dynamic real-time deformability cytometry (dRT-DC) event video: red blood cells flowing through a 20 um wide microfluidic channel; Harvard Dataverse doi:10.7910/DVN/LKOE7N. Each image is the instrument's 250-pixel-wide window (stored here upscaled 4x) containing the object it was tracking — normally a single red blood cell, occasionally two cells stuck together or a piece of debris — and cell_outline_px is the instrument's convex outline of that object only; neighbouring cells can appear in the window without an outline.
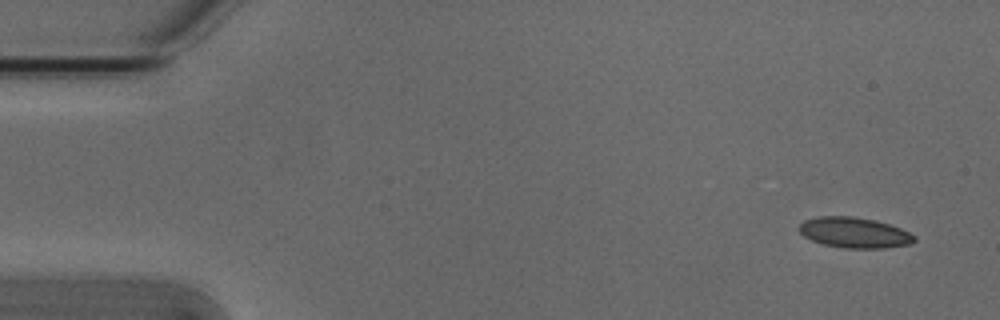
{"species": "Egyptian fruit bat (a non-hibernating species)", "species_latin": "Rousettus aegyptiacus", "temperature_condition": "cold", "stored_images_in_passage": 5, "camera_frame_rate_fps": 3000, "um_per_image_px": 0.085, "animal": {"sex": "male"}, "frame": {"image": 1, "passage_image": 1, "time_ms": 0.0, "image_size_px": [1000, 320], "cell_outline_px": [[916, 240], [912, 244], [884, 248], [844, 248], [824, 244], [812, 240], [804, 236], [800, 232], [800, 224], [804, 220], [820, 216], [852, 216], [876, 220], [900, 228], [916, 236]], "centroid_in_image_um": [72.65, 19.77], "position_along_channel_um": 12.4, "area_um2": 20.46}}
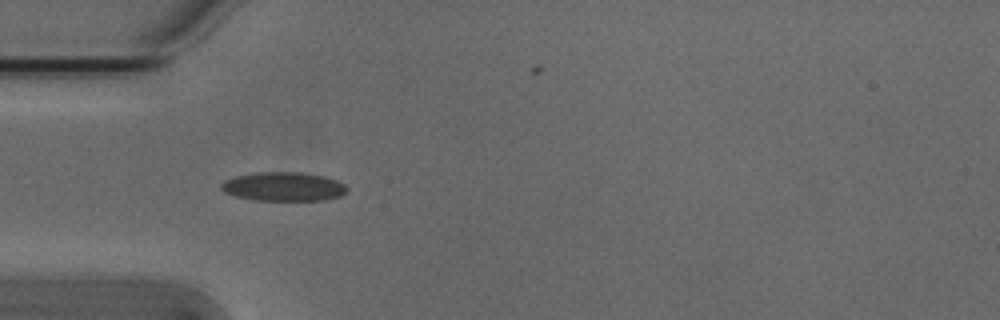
{"frame": {"image": 2, "passage_image": 4, "time_ms": 1.0, "image_size_px": [1000, 320], "cell_outline_px": [[348, 188], [340, 196], [324, 200], [256, 200], [236, 196], [224, 192], [220, 188], [220, 184], [224, 180], [236, 176], [256, 172], [300, 172], [324, 176], [336, 180], [344, 184]], "centroid_in_image_um": [24.08, 15.85], "position_along_channel_um": 60.9, "area_um2": 21.15}}
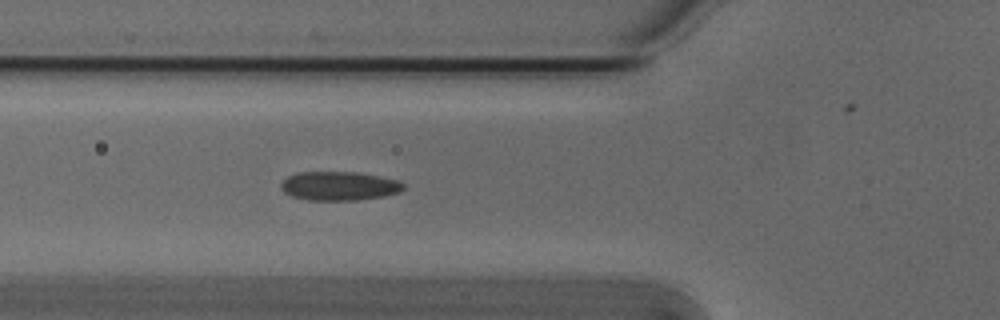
{"frame": {"image": 3, "passage_image": 5, "time_ms": 1.333, "image_size_px": [1000, 320], "cell_outline_px": [[404, 188], [400, 192], [384, 196], [356, 200], [308, 200], [292, 196], [284, 192], [280, 188], [280, 184], [288, 176], [300, 172], [356, 172], [396, 180], [404, 184]], "centroid_in_image_um": [28.8, 15.81], "position_along_channel_um": 97.0, "area_um2": 20.46}}